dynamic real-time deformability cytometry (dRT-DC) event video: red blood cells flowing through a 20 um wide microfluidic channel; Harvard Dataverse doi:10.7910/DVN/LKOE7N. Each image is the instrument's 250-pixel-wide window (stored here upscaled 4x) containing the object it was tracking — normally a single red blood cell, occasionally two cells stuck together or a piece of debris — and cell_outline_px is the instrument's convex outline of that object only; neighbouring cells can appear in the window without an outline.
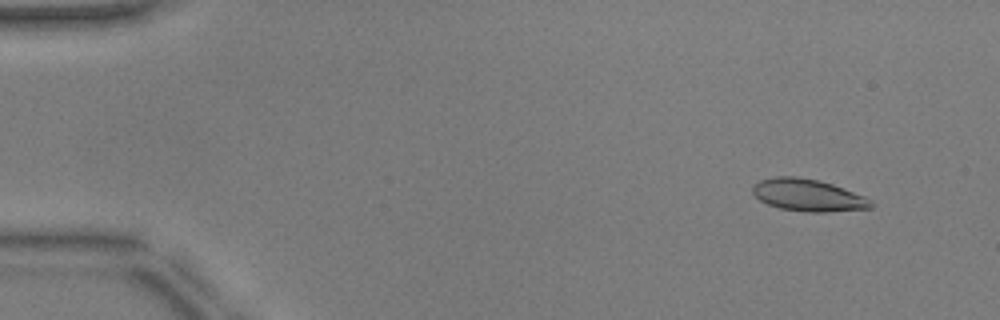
{"species": "common noctule bat (a hibernating species)", "species_latin": "Nyctalus noctula", "temperature_condition": "warm", "stored_images_in_passage": 52, "camera_frame_rate_fps": 3000, "um_per_image_px": 0.085, "animal": {"sex": "male", "body_mass_g": 17.9, "forearm_length_mm": 54.2}, "frame": {"image": 1, "passage_image": 5, "time_ms": 1.333, "image_size_px": [1000, 320], "cell_outline_px": [[872, 208], [828, 212], [808, 212], [780, 208], [768, 204], [760, 200], [752, 192], [752, 184], [760, 180], [776, 176], [796, 176], [816, 180], [832, 184], [844, 188], [864, 196], [872, 200]], "centroid_in_image_um": [68.67, 16.59], "position_along_channel_um": 16.3, "area_um2": 22.14}}
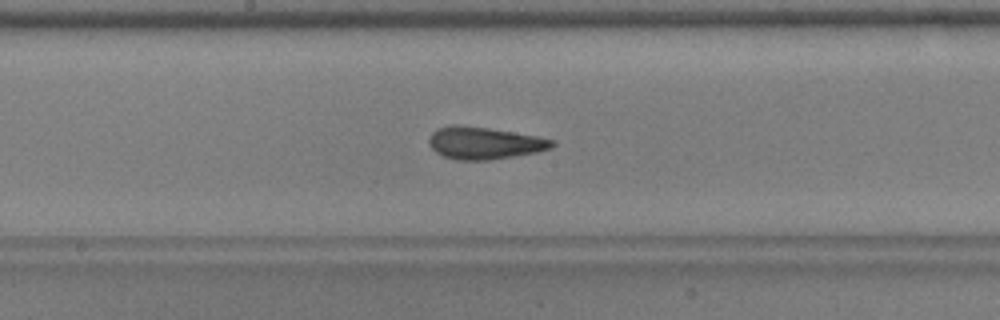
{"frame": {"image": 2, "passage_image": 28, "time_ms": 9.0, "image_size_px": [1000, 320], "cell_outline_px": [[556, 144], [552, 148], [536, 152], [488, 160], [456, 160], [444, 156], [436, 152], [428, 144], [428, 136], [436, 128], [452, 124], [456, 124], [488, 128], [536, 136], [556, 140]], "centroid_in_image_um": [41.13, 12.15], "position_along_channel_um": 207.1, "area_um2": 23.18}}
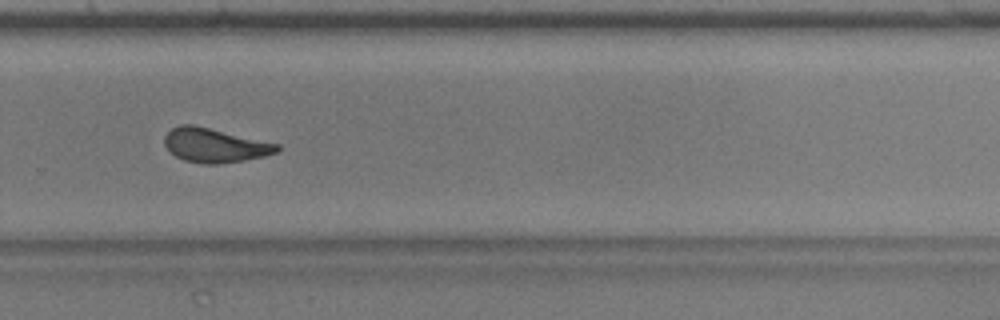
{"frame": {"image": 3, "passage_image": 36, "time_ms": 11.667, "image_size_px": [1000, 320], "cell_outline_px": [[280, 148], [276, 152], [264, 156], [244, 160], [220, 164], [204, 164], [184, 160], [168, 152], [164, 144], [164, 136], [172, 128], [180, 124], [192, 124], [280, 144]], "centroid_in_image_um": [18.22, 12.35], "position_along_channel_um": 311.6, "area_um2": 22.43}, "authors_computed_cell_mechanics": {"area_um2": 22.4264, "velocity_mm_per_s": 3.9367, "shape_relaxation_time_tau1_ms": 8.41, "shape_relaxation_time_tau2_ms": 1.7233, "deformation_change_tau1": 0.2379, "deformation_change_tau2": 0.1042}}